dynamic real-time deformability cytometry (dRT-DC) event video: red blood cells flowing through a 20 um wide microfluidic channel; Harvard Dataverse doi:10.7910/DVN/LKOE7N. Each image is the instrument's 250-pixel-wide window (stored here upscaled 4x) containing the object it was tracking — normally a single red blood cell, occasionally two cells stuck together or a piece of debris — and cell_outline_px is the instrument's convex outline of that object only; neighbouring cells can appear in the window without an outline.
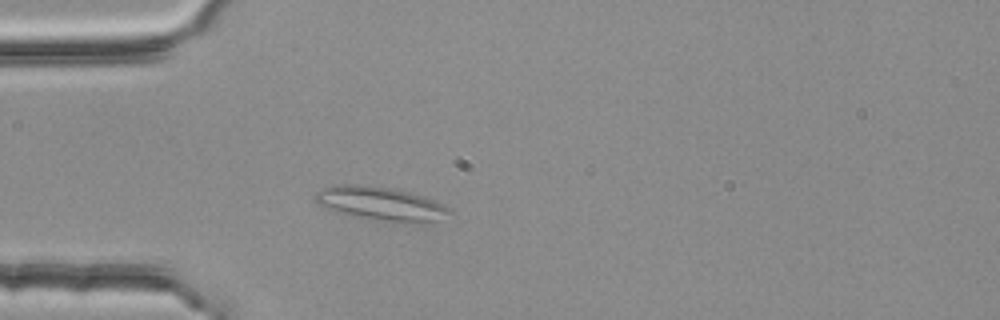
{"species": "common noctule bat (a hibernating species)", "species_latin": "Nyctalus noctula", "temperature_condition": "room temperature", "stored_images_in_passage": 2, "camera_frame_rate_fps": 3000, "um_per_image_px": 0.085, "animal": {"sex": "female", "body_mass_g": 25.1}, "frame": {"image": 1, "passage_image": 2, "time_ms": 0.333, "image_size_px": [1000, 320], "cell_outline_px": [[452, 212], [436, 220], [388, 220], [336, 212], [324, 208], [316, 204], [316, 192], [320, 188], [332, 184], [364, 184], [392, 188], [408, 192], [432, 200], [452, 208]], "centroid_in_image_um": [32.24, 17.24], "position_along_channel_um": 52.8, "area_um2": 25.32}}